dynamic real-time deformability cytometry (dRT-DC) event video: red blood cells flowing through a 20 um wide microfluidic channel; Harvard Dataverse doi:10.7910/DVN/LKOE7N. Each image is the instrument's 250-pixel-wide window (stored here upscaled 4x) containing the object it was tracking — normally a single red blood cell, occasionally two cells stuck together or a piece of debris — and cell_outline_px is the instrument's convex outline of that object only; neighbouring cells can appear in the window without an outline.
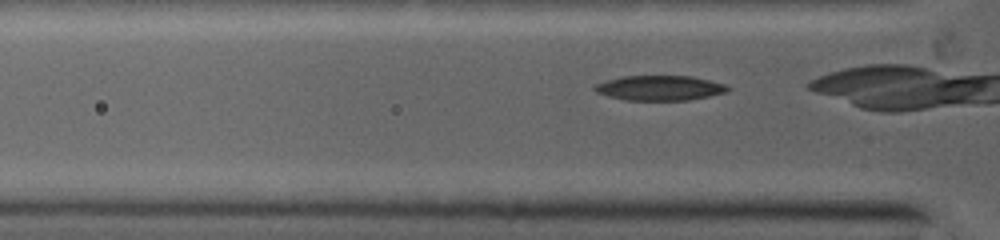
{"species": "common noctule bat (a hibernating species)", "species_latin": "Nyctalus noctula", "temperature_condition": "warm", "stored_images_in_passage": 9, "camera_frame_rate_fps": 5000, "um_per_image_px": 0.085, "animal": {"sex": "female", "body_mass_g": 19.0, "forearm_length_mm": 53.3}, "frame": {"image": 1, "passage_image": 3, "time_ms": 0.4, "image_size_px": [1000, 240], "cell_outline_px": [[732, 88], [724, 92], [708, 96], [688, 100], [628, 100], [608, 96], [596, 92], [592, 88], [596, 84], [608, 80], [624, 76], [692, 76], [724, 84]], "centroid_in_image_um": [56.06, 7.47], "position_along_channel_um": 69.7, "area_um2": 19.07}}